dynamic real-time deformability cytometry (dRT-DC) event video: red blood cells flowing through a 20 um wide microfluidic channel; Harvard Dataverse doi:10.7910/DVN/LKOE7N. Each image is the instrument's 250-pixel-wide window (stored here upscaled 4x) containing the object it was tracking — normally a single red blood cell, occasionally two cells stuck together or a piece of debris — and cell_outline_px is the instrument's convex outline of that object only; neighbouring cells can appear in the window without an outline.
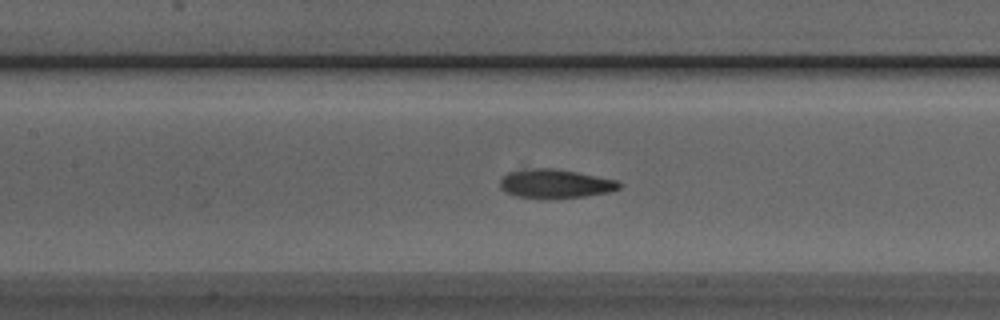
{"species": "Egyptian fruit bat (a non-hibernating species)", "species_latin": "Rousettus aegyptiacus", "temperature_condition": "room temperature", "stored_images_in_passage": 34, "camera_frame_rate_fps": 3000, "um_per_image_px": 0.085, "animal": {"sex": "male"}, "frame": {"image": 1, "passage_image": 8, "time_ms": 2.333, "image_size_px": [1000, 320], "cell_outline_px": [[624, 184], [620, 188], [608, 192], [584, 196], [516, 196], [504, 192], [500, 188], [500, 180], [508, 172], [524, 168], [552, 168], [576, 172], [616, 180]], "centroid_in_image_um": [47.18, 15.57], "position_along_channel_um": 160.2, "area_um2": 19.42}}
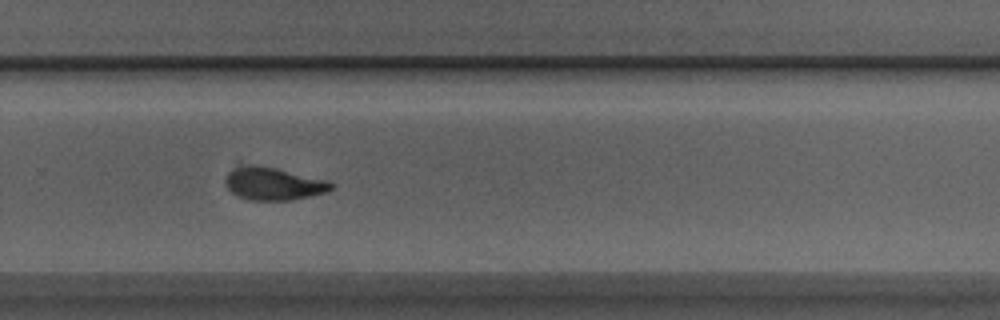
{"frame": {"image": 2, "passage_image": 19, "time_ms": 6.0, "image_size_px": [1000, 320], "cell_outline_px": [[336, 184], [328, 192], [292, 200], [248, 200], [236, 196], [224, 184], [224, 180], [228, 172], [240, 160], [276, 168], [328, 180]], "centroid_in_image_um": [23.16, 15.57], "position_along_channel_um": 306.6, "area_um2": 21.04}}
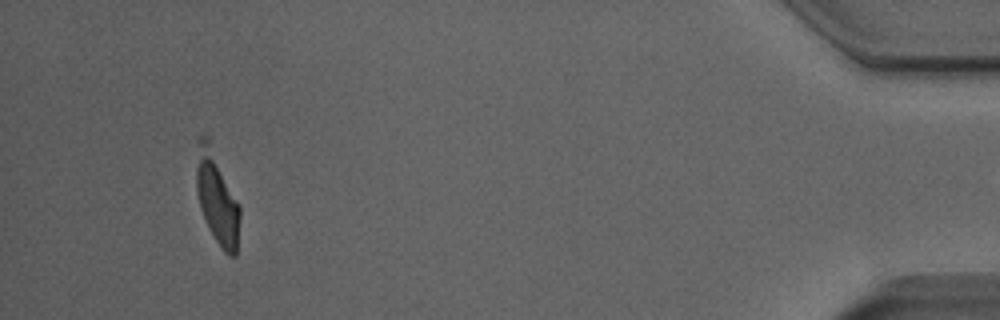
{"frame": {"image": 3, "passage_image": 33, "time_ms": 10.667, "image_size_px": [1000, 320], "cell_outline_px": [[240, 216], [236, 256], [228, 256], [224, 252], [208, 228], [200, 208], [196, 188], [196, 136], [200, 132], [208, 136], [240, 204]], "centroid_in_image_um": [18.42, 16.73], "position_along_channel_um": 416.8, "area_um2": 24.1}}